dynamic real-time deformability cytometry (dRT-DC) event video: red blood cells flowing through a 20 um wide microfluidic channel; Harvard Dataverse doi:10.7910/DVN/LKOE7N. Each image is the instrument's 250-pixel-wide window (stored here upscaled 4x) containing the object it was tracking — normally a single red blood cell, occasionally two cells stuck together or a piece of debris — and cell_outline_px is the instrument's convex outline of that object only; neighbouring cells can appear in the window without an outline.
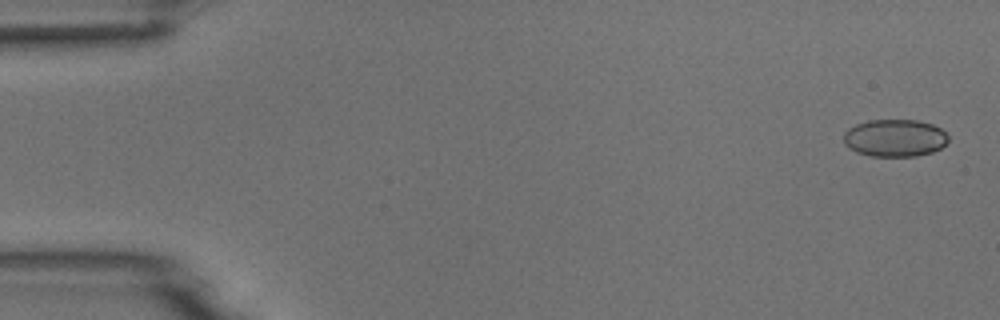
{"species": "common noctule bat (a hibernating species)", "species_latin": "Nyctalus noctula", "temperature_condition": "room temperature", "stored_images_in_passage": 5, "camera_frame_rate_fps": 3000, "um_per_image_px": 0.085, "animal": {"sex": "male", "body_mass_g": 18.8}, "frame": {"image": 1, "passage_image": 1, "time_ms": 0.0, "image_size_px": [1000, 320], "cell_outline_px": [[948, 140], [940, 148], [932, 152], [916, 156], [872, 156], [856, 152], [844, 144], [844, 132], [848, 128], [856, 124], [868, 120], [916, 120], [932, 124], [940, 128], [948, 136]], "centroid_in_image_um": [76.04, 11.72], "position_along_channel_um": 9.0, "area_um2": 22.77}}